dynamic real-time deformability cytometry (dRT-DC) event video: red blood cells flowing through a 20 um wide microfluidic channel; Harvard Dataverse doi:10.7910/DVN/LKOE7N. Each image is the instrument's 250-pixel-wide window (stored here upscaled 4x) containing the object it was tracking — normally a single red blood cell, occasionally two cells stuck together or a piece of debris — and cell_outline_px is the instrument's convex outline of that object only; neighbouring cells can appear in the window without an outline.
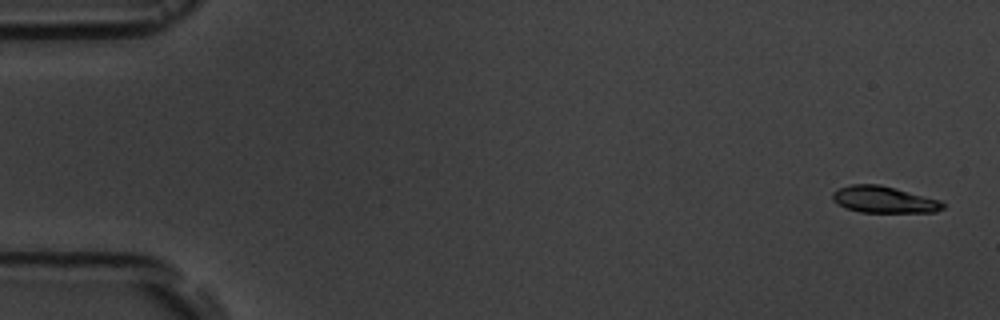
{"species": "common noctule bat (a hibernating species)", "species_latin": "Nyctalus noctula", "temperature_condition": "room temperature", "stored_images_in_passage": 4, "camera_frame_rate_fps": 3000, "um_per_image_px": 0.085, "animal": {"sex": "male", "body_mass_g": 19.5, "forearm_length_mm": 54.6}, "frame": {"image": 1, "passage_image": 1, "time_ms": 0.0, "image_size_px": [1000, 320], "cell_outline_px": [[944, 208], [936, 212], [860, 212], [848, 208], [832, 200], [832, 192], [840, 188], [852, 184], [880, 184], [944, 200]], "centroid_in_image_um": [75.2, 16.96], "position_along_channel_um": 9.8, "area_um2": 17.22}}
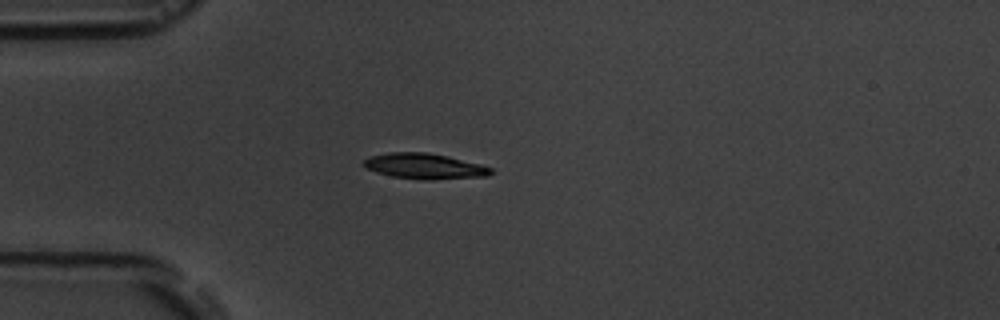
{"frame": {"image": 2, "passage_image": 4, "time_ms": 4.333, "image_size_px": [1000, 320], "cell_outline_px": [[492, 172], [488, 176], [432, 180], [392, 176], [376, 172], [360, 164], [364, 160], [372, 156], [388, 152], [428, 152], [448, 156], [480, 164], [492, 168]], "centroid_in_image_um": [36.09, 14.12], "position_along_channel_um": 48.9, "area_um2": 18.84}}